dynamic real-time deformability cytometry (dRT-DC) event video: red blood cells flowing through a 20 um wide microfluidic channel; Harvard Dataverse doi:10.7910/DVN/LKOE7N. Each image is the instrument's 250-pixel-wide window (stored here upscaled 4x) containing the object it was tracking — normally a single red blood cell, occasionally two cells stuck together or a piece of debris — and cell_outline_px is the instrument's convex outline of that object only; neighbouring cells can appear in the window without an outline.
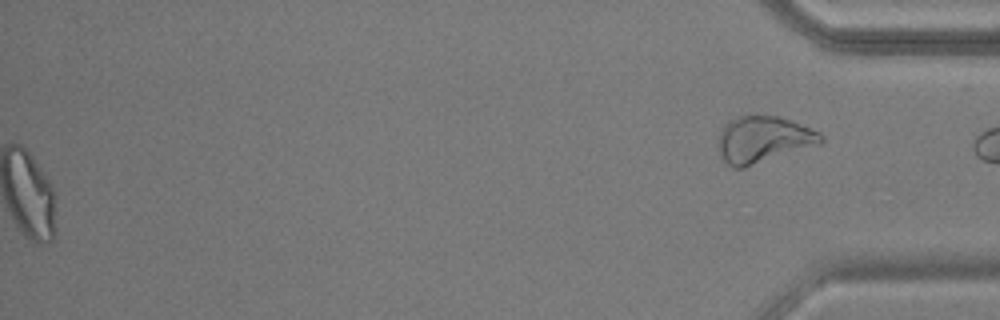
{"species": "common noctule bat (a hibernating species)", "species_latin": "Nyctalus noctula", "temperature_condition": "warm", "stored_images_in_passage": 55, "segment_of_instrument_passage": [2, 2], "camera_frame_rate_fps": 3000, "um_per_image_px": 0.085, "animal": {"sex": "male", "body_mass_g": 17.9, "forearm_length_mm": 54.2}, "frame": {"image": 1, "passage_image": 55, "time_ms": 18.0, "image_size_px": [1000, 320], "cell_outline_px": [[824, 140], [820, 144], [744, 168], [736, 168], [728, 164], [724, 160], [716, 144], [716, 140], [724, 124], [736, 116], [780, 116], [820, 132], [824, 136]], "centroid_in_image_um": [64.86, 11.86], "position_along_channel_um": 370.3, "area_um2": 27.92}}